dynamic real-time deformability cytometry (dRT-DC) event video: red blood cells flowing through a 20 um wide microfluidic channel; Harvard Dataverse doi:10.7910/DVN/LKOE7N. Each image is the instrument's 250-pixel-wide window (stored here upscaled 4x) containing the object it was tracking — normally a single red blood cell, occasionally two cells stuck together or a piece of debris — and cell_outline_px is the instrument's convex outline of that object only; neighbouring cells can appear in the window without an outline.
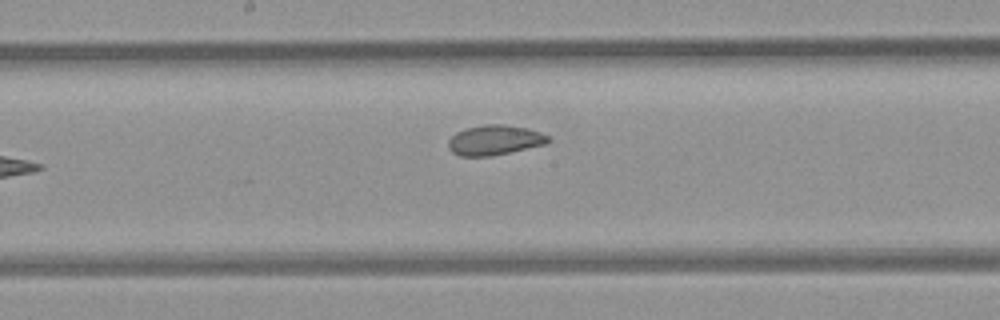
{"species": "common noctule bat (a hibernating species)", "species_latin": "Nyctalus noctula", "temperature_condition": "room temperature", "stored_images_in_passage": 7, "segment_of_instrument_passage": [1, 2], "camera_frame_rate_fps": 3000, "um_per_image_px": 0.085, "animal": {"sex": "female", "body_mass_g": 21.9}, "frame": {"image": 1, "passage_image": 6, "time_ms": 6.0, "image_size_px": [1000, 320], "cell_outline_px": [[552, 140], [548, 144], [492, 156], [460, 156], [452, 152], [448, 148], [448, 140], [456, 132], [464, 128], [484, 124], [508, 124], [528, 128], [540, 132], [548, 136]], "centroid_in_image_um": [42.06, 11.9], "position_along_channel_um": 206.1, "area_um2": 17.8}}